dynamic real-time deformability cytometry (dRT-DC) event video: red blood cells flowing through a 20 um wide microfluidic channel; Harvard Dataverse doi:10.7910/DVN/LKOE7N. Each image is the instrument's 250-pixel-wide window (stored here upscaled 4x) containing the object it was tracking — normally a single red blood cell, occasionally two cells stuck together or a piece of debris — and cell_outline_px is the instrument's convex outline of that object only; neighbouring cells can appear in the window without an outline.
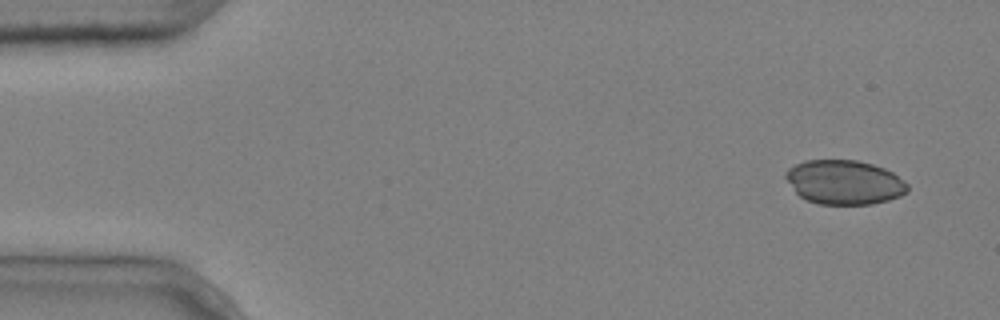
{"species": "common noctule bat (a hibernating species)", "species_latin": "Nyctalus noctula", "temperature_condition": "cold", "stored_images_in_passage": 3, "camera_frame_rate_fps": 3000, "um_per_image_px": 0.085, "animal": {"sex": "male", "body_mass_g": 20.4}, "frame": {"image": 1, "passage_image": 1, "time_ms": 0.0, "image_size_px": [1000, 320], "cell_outline_px": [[908, 192], [900, 196], [888, 200], [872, 204], [816, 204], [800, 196], [796, 192], [784, 176], [784, 172], [788, 168], [804, 160], [856, 160], [872, 164], [884, 168], [892, 172], [904, 180], [908, 184]], "centroid_in_image_um": [71.77, 15.49], "position_along_channel_um": 13.2, "area_um2": 31.5}}